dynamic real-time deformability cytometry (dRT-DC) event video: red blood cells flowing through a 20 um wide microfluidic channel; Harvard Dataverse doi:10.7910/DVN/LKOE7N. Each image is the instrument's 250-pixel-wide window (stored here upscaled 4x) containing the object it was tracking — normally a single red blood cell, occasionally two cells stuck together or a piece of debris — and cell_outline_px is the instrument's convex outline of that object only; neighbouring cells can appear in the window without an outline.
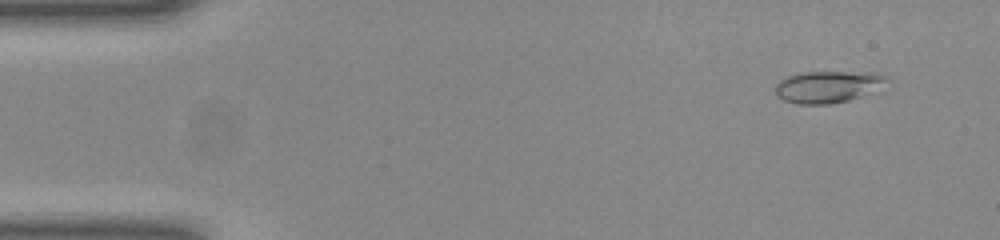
{"species": "common noctule bat (a hibernating species)", "species_latin": "Nyctalus noctula", "temperature_condition": "room temperature", "stored_images_in_passage": 51, "camera_frame_rate_fps": 3000, "um_per_image_px": 0.085, "animal": {"sex": "female", "body_mass_g": 23.0, "forearm_length_mm": 53.4}, "frame": {"image": 1, "passage_image": 4, "time_ms": 1.0, "image_size_px": [1000, 240], "cell_outline_px": [[888, 80], [860, 96], [848, 100], [828, 104], [796, 104], [784, 100], [776, 96], [776, 84], [780, 80], [788, 76], [804, 72], [880, 72]], "centroid_in_image_um": [70.29, 7.36], "position_along_channel_um": 14.7, "area_um2": 20.23}}
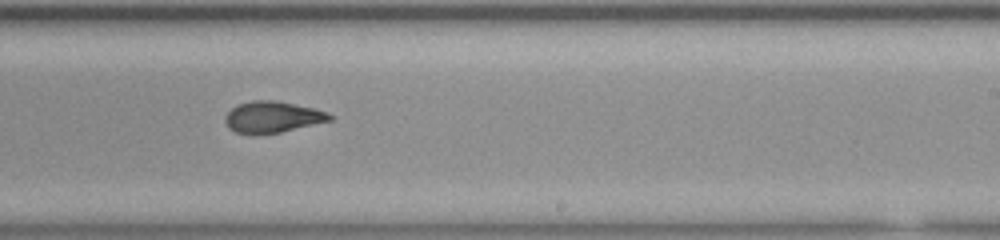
{"frame": {"image": 2, "passage_image": 31, "time_ms": 10.0, "image_size_px": [1000, 240], "cell_outline_px": [[332, 120], [280, 132], [252, 136], [236, 132], [228, 128], [224, 120], [224, 116], [236, 104], [252, 100], [276, 100], [312, 108], [328, 112], [332, 116]], "centroid_in_image_um": [23.1, 9.96], "position_along_channel_um": 265.9, "area_um2": 19.31}}
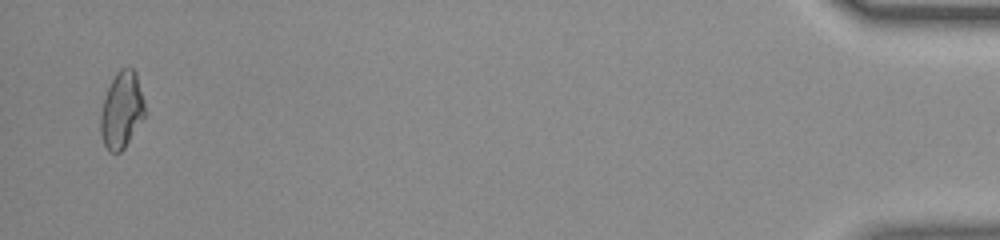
{"frame": {"image": 3, "passage_image": 50, "time_ms": 16.333, "image_size_px": [1000, 240], "cell_outline_px": [[144, 120], [124, 148], [120, 152], [108, 152], [104, 144], [100, 132], [100, 116], [104, 100], [108, 88], [116, 72], [120, 68], [132, 68], [136, 72], [144, 100]], "centroid_in_image_um": [10.35, 9.38], "position_along_channel_um": 424.9, "area_um2": 19.77}, "authors_computed_cell_mechanics": {"area_um2": 19.652, "velocity_mm_per_s": 3.9506, "shape_relaxation_time_tau1_ms": 11.1371, "shape_relaxation_time_tau2_ms": 1.2036, "deformation_change_tau1": 0.2457, "deformation_change_tau2": 0.0647}}